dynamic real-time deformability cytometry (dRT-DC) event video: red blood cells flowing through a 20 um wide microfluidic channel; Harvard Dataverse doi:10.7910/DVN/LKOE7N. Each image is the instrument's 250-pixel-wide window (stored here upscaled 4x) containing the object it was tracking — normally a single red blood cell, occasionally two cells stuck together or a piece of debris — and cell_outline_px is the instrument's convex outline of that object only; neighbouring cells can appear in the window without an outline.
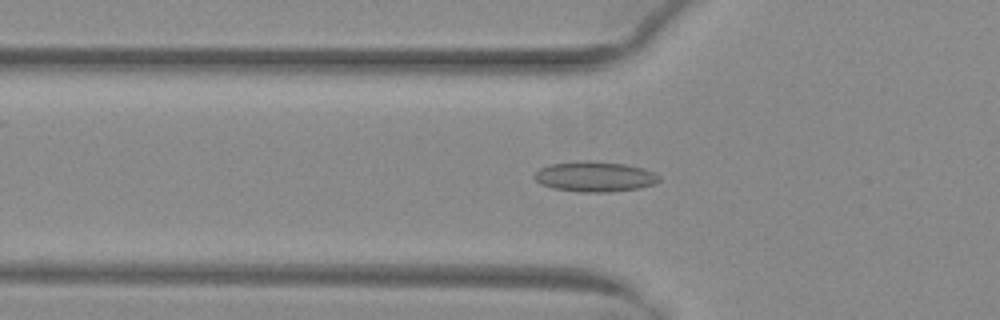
{"species": "common noctule bat (a hibernating species)", "species_latin": "Nyctalus noctula", "temperature_condition": "warm", "stored_images_in_passage": 46, "camera_frame_rate_fps": 3000, "um_per_image_px": 0.085, "animal": {"sex": "female", "body_mass_g": 29.2, "forearm_length_mm": 56.3}, "frame": {"image": 1, "passage_image": 13, "time_ms": 4.0, "image_size_px": [1000, 320], "cell_outline_px": [[660, 180], [656, 184], [640, 188], [608, 192], [580, 192], [552, 188], [540, 184], [532, 176], [540, 168], [552, 164], [584, 160], [624, 164], [644, 168], [660, 176]], "centroid_in_image_um": [50.56, 15.02], "position_along_channel_um": 75.2, "area_um2": 22.02}}
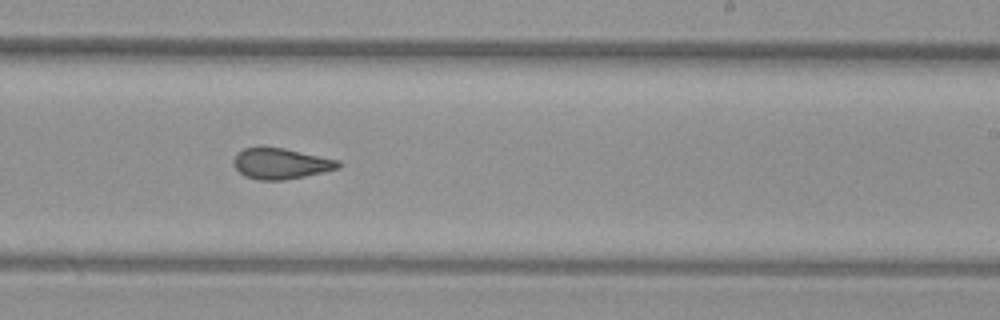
{"frame": {"image": 2, "passage_image": 27, "time_ms": 8.667, "image_size_px": [1000, 320], "cell_outline_px": [[340, 168], [324, 172], [284, 180], [260, 180], [244, 176], [232, 164], [232, 160], [244, 148], [284, 148], [340, 160]], "centroid_in_image_um": [23.89, 13.92], "position_along_channel_um": 265.1, "area_um2": 18.61}}
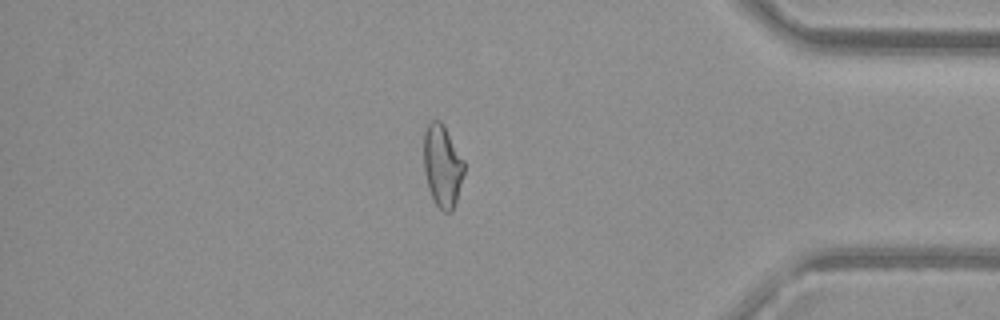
{"frame": {"image": 3, "passage_image": 39, "time_ms": 12.667, "image_size_px": [1000, 320], "cell_outline_px": [[464, 172], [456, 200], [452, 212], [444, 212], [436, 204], [428, 188], [424, 172], [424, 132], [428, 120], [440, 120], [444, 124], [464, 160]], "centroid_in_image_um": [37.59, 14.05], "position_along_channel_um": 397.6, "area_um2": 19.42}, "authors_computed_cell_mechanics": {"area_um2": 19.652, "velocity_mm_per_s": 4.0662, "shape_relaxation_time_tau1_ms": null, "shape_relaxation_time_tau2_ms": 1.4513, "deformation_change_tau1": null, "deformation_change_tau2": 0.0938}}